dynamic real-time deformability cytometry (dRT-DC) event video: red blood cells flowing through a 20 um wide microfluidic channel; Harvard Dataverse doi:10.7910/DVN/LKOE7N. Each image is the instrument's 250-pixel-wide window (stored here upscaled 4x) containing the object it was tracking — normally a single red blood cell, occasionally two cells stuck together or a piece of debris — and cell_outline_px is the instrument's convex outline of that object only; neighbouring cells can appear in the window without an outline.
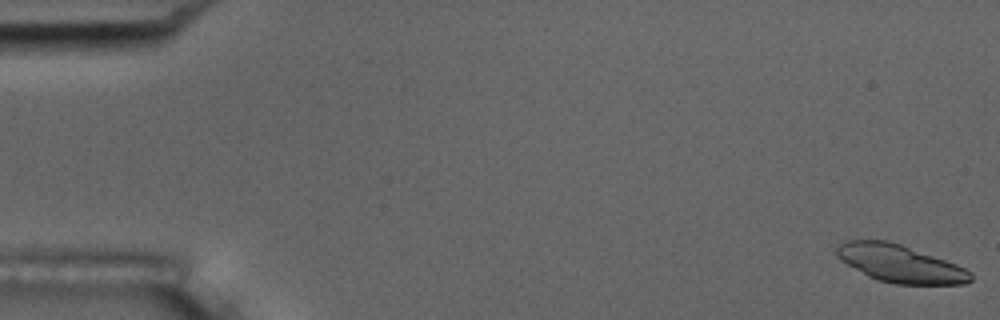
{"species": "common noctule bat (a hibernating species)", "species_latin": "Nyctalus noctula", "temperature_condition": "room temperature", "stored_images_in_passage": 38, "camera_frame_rate_fps": 3000, "um_per_image_px": 0.085, "animal": {"sex": "male", "body_mass_g": 17.5, "forearm_length_mm": 52.3}, "frame": {"image": 1, "passage_image": 1, "time_ms": 0.0, "image_size_px": [1000, 320], "cell_outline_px": [[972, 280], [964, 284], [896, 284], [876, 280], [868, 276], [840, 260], [836, 256], [836, 248], [840, 244], [848, 240], [888, 240], [900, 244], [956, 264], [972, 272]], "centroid_in_image_um": [76.49, 22.41], "position_along_channel_um": 8.5, "area_um2": 29.13}}